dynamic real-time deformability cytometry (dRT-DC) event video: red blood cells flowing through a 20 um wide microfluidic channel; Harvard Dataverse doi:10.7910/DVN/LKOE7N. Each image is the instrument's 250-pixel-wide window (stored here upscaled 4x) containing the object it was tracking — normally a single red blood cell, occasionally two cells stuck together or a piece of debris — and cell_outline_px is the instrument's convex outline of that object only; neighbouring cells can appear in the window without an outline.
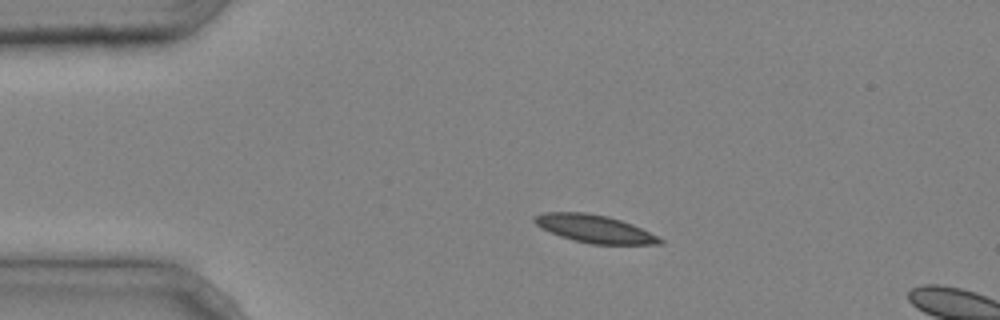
{"species": "common noctule bat (a hibernating species)", "species_latin": "Nyctalus noctula", "temperature_condition": "cold", "stored_images_in_passage": 3, "camera_frame_rate_fps": 3000, "um_per_image_px": 0.085, "animal": {"sex": "male", "body_mass_g": 20.4}, "frame": {"image": 1, "passage_image": 2, "time_ms": 0.333, "image_size_px": [1000, 320], "cell_outline_px": [[664, 244], [592, 244], [560, 236], [540, 228], [532, 220], [536, 216], [544, 212], [584, 212], [608, 216], [632, 224], [664, 240]], "centroid_in_image_um": [50.51, 19.44], "position_along_channel_um": 34.5, "area_um2": 20.06}}